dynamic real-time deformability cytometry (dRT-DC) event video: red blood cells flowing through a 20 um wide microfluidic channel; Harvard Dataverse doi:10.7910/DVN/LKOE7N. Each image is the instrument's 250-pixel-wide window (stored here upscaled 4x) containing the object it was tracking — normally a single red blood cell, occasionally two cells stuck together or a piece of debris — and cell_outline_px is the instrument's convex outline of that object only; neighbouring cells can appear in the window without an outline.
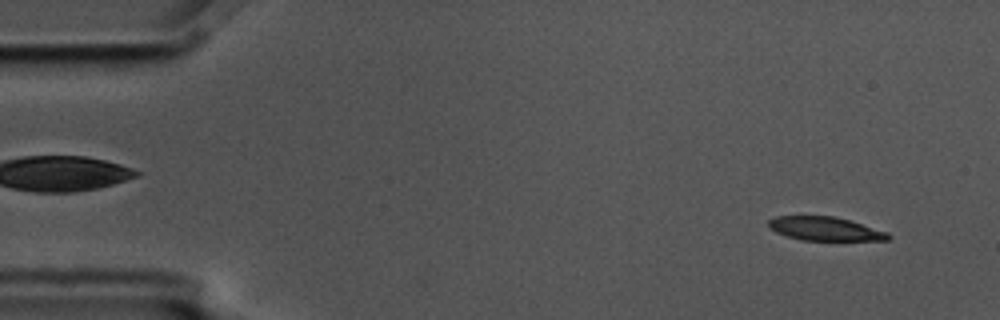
{"species": "common noctule bat (a hibernating species)", "species_latin": "Nyctalus noctula", "temperature_condition": "cold", "stored_images_in_passage": 4, "segment_of_instrument_passage": [2, 2], "camera_frame_rate_fps": 3000, "um_per_image_px": 0.085, "animal": {"sex": "male", "body_mass_g": 17.5, "forearm_length_mm": 52.3}, "frame": {"image": 1, "passage_image": 4, "time_ms": 1.0, "image_size_px": [1000, 320], "cell_outline_px": [[892, 236], [888, 240], [800, 240], [776, 232], [768, 228], [768, 220], [776, 216], [836, 216], [888, 232]], "centroid_in_image_um": [70.12, 19.44], "position_along_channel_um": 14.9, "area_um2": 16.53}}